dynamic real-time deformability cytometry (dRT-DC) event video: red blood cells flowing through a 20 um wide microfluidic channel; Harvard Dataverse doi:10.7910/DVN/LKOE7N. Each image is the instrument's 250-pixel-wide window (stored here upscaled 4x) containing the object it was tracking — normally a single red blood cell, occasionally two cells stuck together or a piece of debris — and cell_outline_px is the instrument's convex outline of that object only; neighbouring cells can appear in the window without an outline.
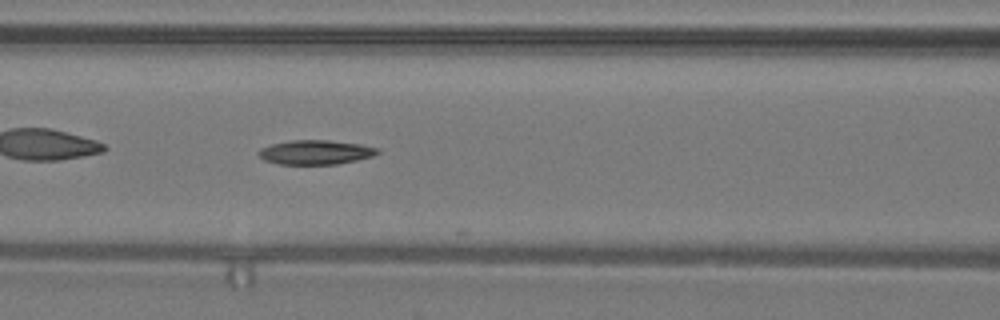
{"species": "common noctule bat (a hibernating species)", "species_latin": "Nyctalus noctula", "temperature_condition": "warm", "stored_images_in_passage": 33, "camera_frame_rate_fps": 3000, "um_per_image_px": 0.085, "animal": {"sex": "male", "body_mass_g": 19.2, "forearm_length_mm": 51.8}, "frame": {"image": 1, "passage_image": 6, "time_ms": 1.667, "image_size_px": [1000, 320], "cell_outline_px": [[380, 152], [372, 156], [356, 160], [336, 164], [276, 164], [264, 160], [256, 152], [260, 148], [272, 144], [292, 140], [328, 140], [360, 144], [380, 148]], "centroid_in_image_um": [26.81, 12.94], "position_along_channel_um": 139.8, "area_um2": 16.88}}
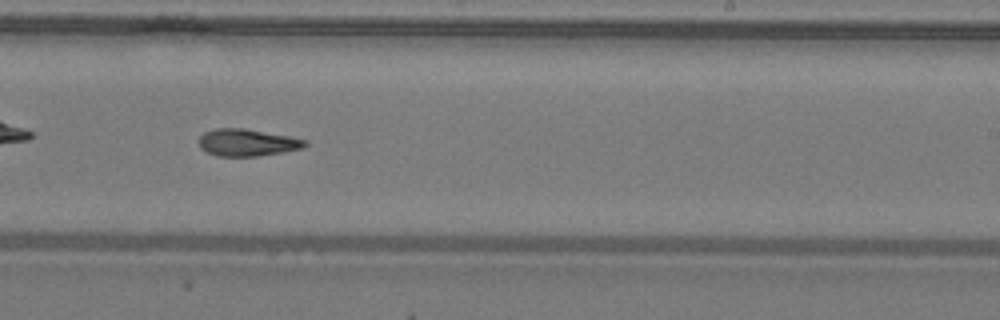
{"frame": {"image": 2, "passage_image": 15, "time_ms": 4.667, "image_size_px": [1000, 320], "cell_outline_px": [[308, 144], [300, 148], [284, 152], [256, 156], [216, 156], [200, 148], [196, 140], [204, 132], [216, 128], [244, 128], [288, 136], [308, 140]], "centroid_in_image_um": [20.97, 12.11], "position_along_channel_um": 268.0, "area_um2": 16.82}, "authors_computed_cell_mechanics": {"area_um2": 16.8776, "velocity_mm_per_s": 4.2923, "shape_relaxation_time_tau1_ms": 6.952, "shape_relaxation_time_tau2_ms": null, "deformation_change_tau1": 0.1803, "deformation_change_tau2": null}}